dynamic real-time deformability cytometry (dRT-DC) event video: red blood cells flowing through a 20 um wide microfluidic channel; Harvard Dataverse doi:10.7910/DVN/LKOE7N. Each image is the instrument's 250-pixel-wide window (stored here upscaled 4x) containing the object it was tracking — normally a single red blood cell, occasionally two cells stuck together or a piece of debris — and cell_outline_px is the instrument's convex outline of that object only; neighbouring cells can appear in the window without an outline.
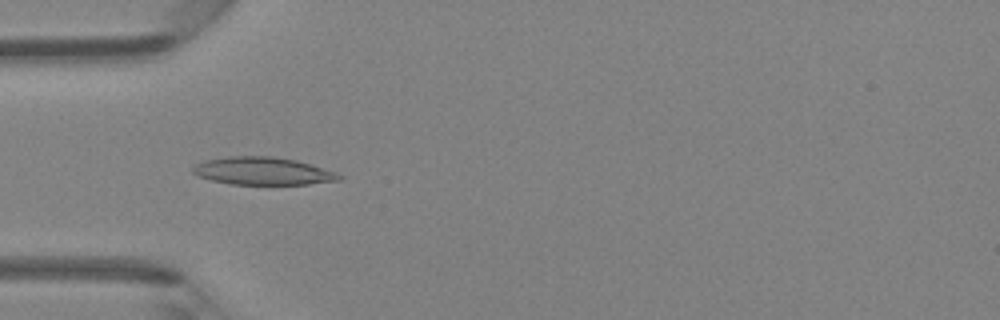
{"species": "Egyptian fruit bat (a non-hibernating species)", "species_latin": "Rousettus aegyptiacus", "temperature_condition": "room temperature", "stored_images_in_passage": 46, "camera_frame_rate_fps": 3000, "um_per_image_px": 0.085, "animal": {"sex": "female"}, "frame": {"image": 1, "passage_image": 14, "time_ms": 4.333, "image_size_px": [1000, 320], "cell_outline_px": [[344, 176], [340, 180], [308, 184], [228, 184], [196, 176], [192, 172], [192, 168], [196, 164], [204, 160], [228, 156], [272, 156], [296, 160], [336, 172]], "centroid_in_image_um": [22.31, 14.54], "position_along_channel_um": 62.7, "area_um2": 23.64}}
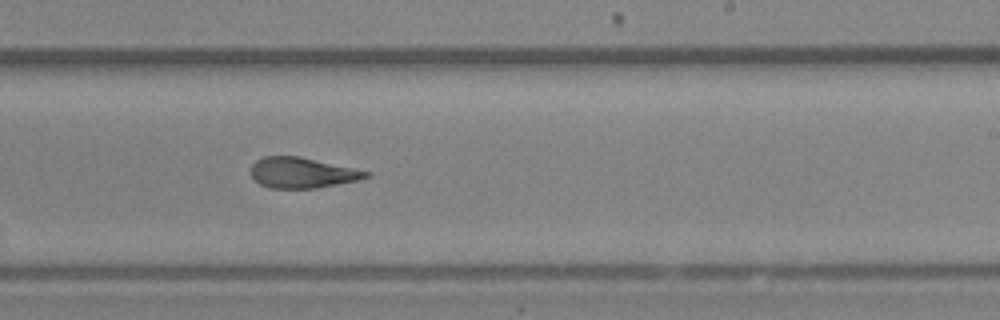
{"frame": {"image": 2, "passage_image": 28, "time_ms": 9.0, "image_size_px": [1000, 320], "cell_outline_px": [[372, 176], [356, 180], [316, 188], [272, 188], [260, 184], [252, 176], [252, 164], [256, 160], [264, 156], [300, 156], [372, 172]], "centroid_in_image_um": [25.7, 14.67], "position_along_channel_um": 263.3, "area_um2": 20.35}}
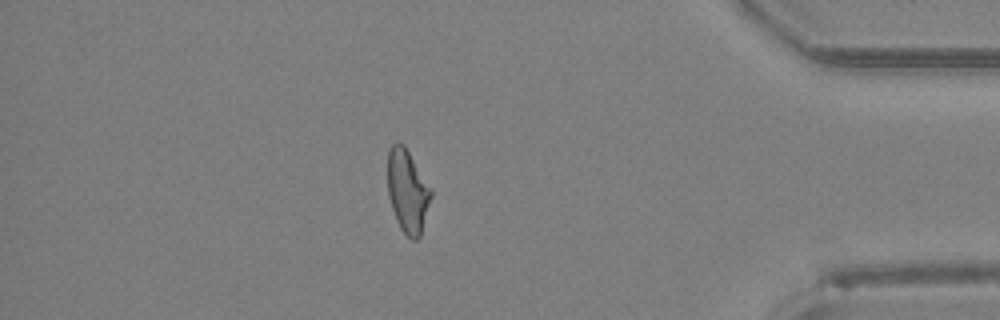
{"frame": {"image": 3, "passage_image": 40, "time_ms": 13.0, "image_size_px": [1000, 320], "cell_outline_px": [[432, 196], [420, 236], [416, 240], [412, 240], [400, 228], [396, 220], [388, 196], [388, 148], [396, 140], [400, 140], [404, 144], [432, 188]], "centroid_in_image_um": [34.64, 16.19], "position_along_channel_um": 400.6, "area_um2": 21.27}, "authors_computed_cell_mechanics": {"area_um2": 21.4727, "velocity_mm_per_s": 4.3493, "shape_relaxation_time_tau1_ms": null, "shape_relaxation_time_tau2_ms": 1.6315, "deformation_change_tau1": null, "deformation_change_tau2": 0.0854}}